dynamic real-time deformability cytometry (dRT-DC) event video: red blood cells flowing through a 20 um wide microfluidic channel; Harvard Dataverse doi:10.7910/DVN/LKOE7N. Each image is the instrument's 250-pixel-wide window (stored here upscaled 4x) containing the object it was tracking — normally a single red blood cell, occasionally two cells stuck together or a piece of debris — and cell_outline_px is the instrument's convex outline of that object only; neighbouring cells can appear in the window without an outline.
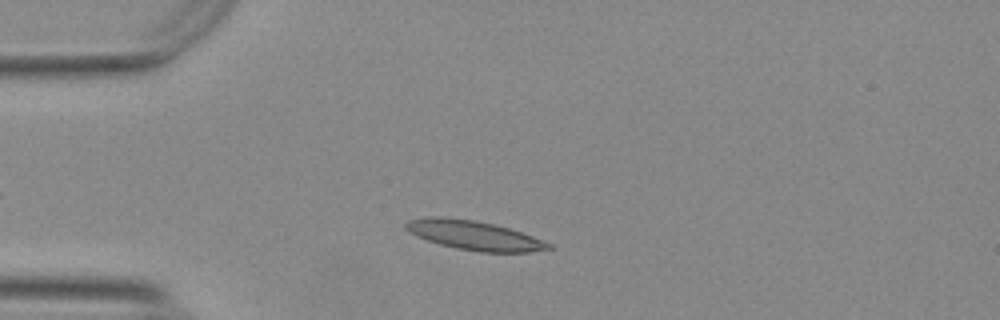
{"species": "Egyptian fruit bat (a non-hibernating species)", "species_latin": "Rousettus aegyptiacus", "temperature_condition": "warm", "stored_images_in_passage": 50, "camera_frame_rate_fps": 3000, "um_per_image_px": 0.085, "animal": {"sex": "female"}, "frame": {"image": 1, "passage_image": 9, "time_ms": 2.667, "image_size_px": [1000, 320], "cell_outline_px": [[552, 248], [528, 252], [480, 252], [456, 248], [440, 244], [416, 236], [404, 228], [404, 224], [408, 220], [428, 216], [440, 216], [476, 220], [508, 228], [544, 240], [552, 244]], "centroid_in_image_um": [40.27, 19.99], "position_along_channel_um": 44.7, "area_um2": 24.28}}
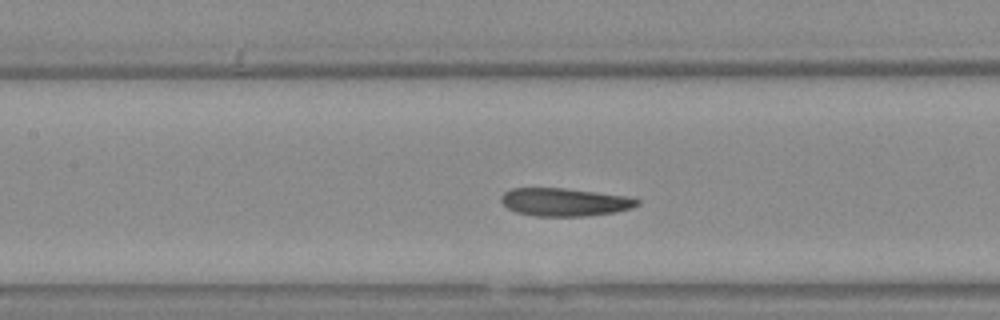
{"frame": {"image": 2, "passage_image": 20, "time_ms": 6.333, "image_size_px": [1000, 320], "cell_outline_px": [[640, 204], [632, 208], [616, 212], [588, 216], [532, 216], [516, 212], [508, 208], [500, 200], [500, 196], [504, 192], [512, 188], [564, 188], [628, 196], [640, 200]], "centroid_in_image_um": [48.0, 17.18], "position_along_channel_um": 159.4, "area_um2": 22.37}}
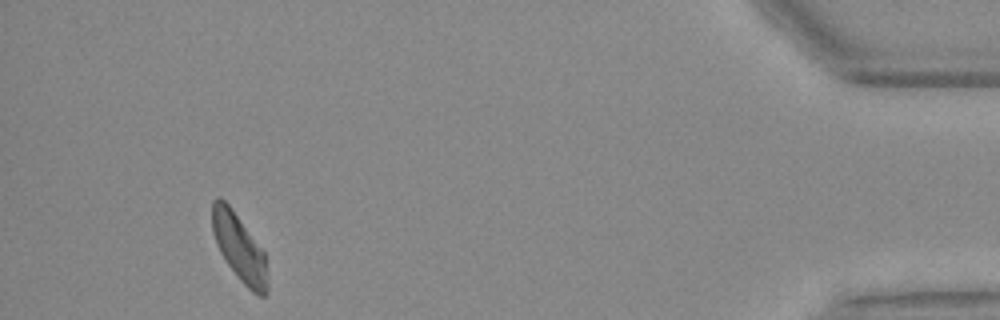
{"frame": {"image": 3, "passage_image": 46, "time_ms": 15.0, "image_size_px": [1000, 320], "cell_outline_px": [[268, 288], [264, 296], [260, 296], [252, 292], [236, 276], [220, 252], [216, 244], [212, 232], [212, 200], [220, 196], [228, 204], [264, 252], [268, 284]], "centroid_in_image_um": [20.32, 21.06], "position_along_channel_um": 414.9, "area_um2": 21.33}}